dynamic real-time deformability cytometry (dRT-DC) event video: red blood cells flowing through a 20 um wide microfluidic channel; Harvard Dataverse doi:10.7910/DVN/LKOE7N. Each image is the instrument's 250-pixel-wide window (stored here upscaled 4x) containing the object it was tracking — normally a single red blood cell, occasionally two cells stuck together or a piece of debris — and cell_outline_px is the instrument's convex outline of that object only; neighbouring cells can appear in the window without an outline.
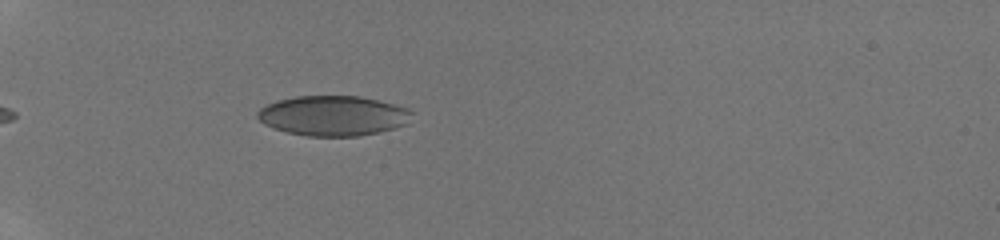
{"species": "human", "species_latin": "Homo sapiens", "temperature_condition": "room temperature", "stored_images_in_passage": 6, "camera_frame_rate_fps": 3000, "um_per_image_px": 0.085, "donor": {"sex": "male"}, "frame": {"image": 1, "passage_image": 2, "time_ms": 0.667, "image_size_px": [1000, 240], "cell_outline_px": [[412, 112], [408, 124], [396, 128], [380, 132], [360, 136], [308, 136], [288, 132], [264, 124], [256, 116], [256, 112], [260, 108], [276, 100], [296, 96], [360, 96], [380, 100], [408, 108]], "centroid_in_image_um": [28.34, 9.83], "position_along_channel_um": 56.7, "area_um2": 36.18}}
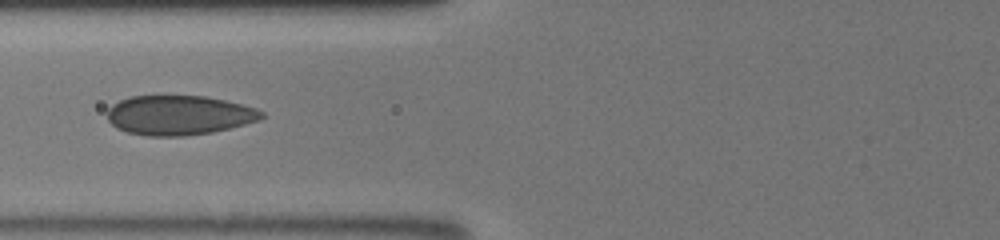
{"frame": {"image": 2, "passage_image": 5, "time_ms": 2.667, "image_size_px": [1000, 240], "cell_outline_px": [[264, 116], [260, 120], [212, 132], [184, 136], [148, 136], [128, 132], [116, 128], [108, 120], [108, 108], [112, 104], [120, 100], [132, 96], [204, 96], [224, 100], [256, 108], [264, 112]], "centroid_in_image_um": [15.2, 9.79], "position_along_channel_um": 110.6, "area_um2": 35.43}}